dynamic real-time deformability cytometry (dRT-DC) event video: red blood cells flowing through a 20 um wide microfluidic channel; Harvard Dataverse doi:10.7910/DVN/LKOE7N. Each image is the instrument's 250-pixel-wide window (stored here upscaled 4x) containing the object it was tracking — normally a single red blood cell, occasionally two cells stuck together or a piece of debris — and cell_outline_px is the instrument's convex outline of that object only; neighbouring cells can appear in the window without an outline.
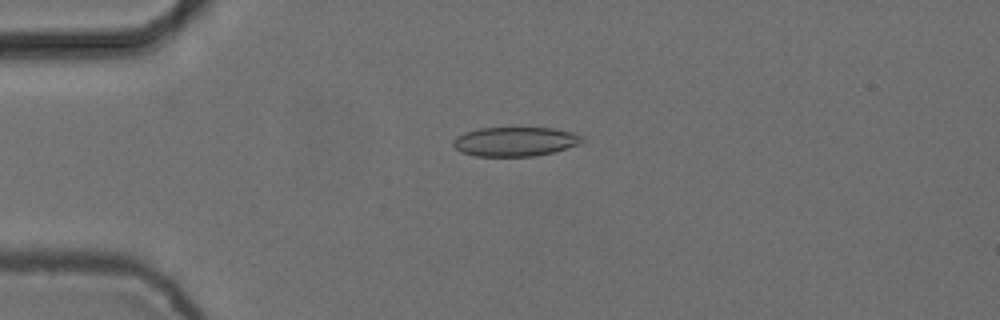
{"species": "common noctule bat (a hibernating species)", "species_latin": "Nyctalus noctula", "temperature_condition": "cold", "stored_images_in_passage": 6, "camera_frame_rate_fps": 3000, "um_per_image_px": 0.085, "animal": {"sex": "female", "body_mass_g": 24.6, "forearm_length_mm": 56.2}, "frame": {"image": 1, "passage_image": 4, "time_ms": 1.0, "image_size_px": [1000, 320], "cell_outline_px": [[584, 140], [580, 144], [552, 152], [536, 156], [476, 156], [460, 152], [452, 144], [452, 140], [456, 136], [464, 132], [480, 128], [552, 128], [576, 132], [584, 136]], "centroid_in_image_um": [43.79, 12.03], "position_along_channel_um": 41.2, "area_um2": 22.2}}
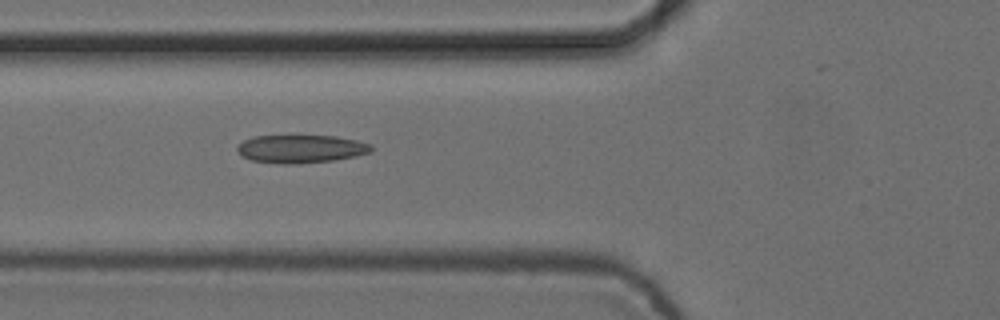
{"frame": {"image": 2, "passage_image": 6, "time_ms": 1.667, "image_size_px": [1000, 320], "cell_outline_px": [[372, 152], [356, 156], [336, 160], [300, 164], [280, 164], [252, 160], [240, 156], [236, 148], [244, 140], [252, 136], [336, 136], [356, 140], [372, 144]], "centroid_in_image_um": [25.59, 12.66], "position_along_channel_um": 100.2, "area_um2": 22.14}}